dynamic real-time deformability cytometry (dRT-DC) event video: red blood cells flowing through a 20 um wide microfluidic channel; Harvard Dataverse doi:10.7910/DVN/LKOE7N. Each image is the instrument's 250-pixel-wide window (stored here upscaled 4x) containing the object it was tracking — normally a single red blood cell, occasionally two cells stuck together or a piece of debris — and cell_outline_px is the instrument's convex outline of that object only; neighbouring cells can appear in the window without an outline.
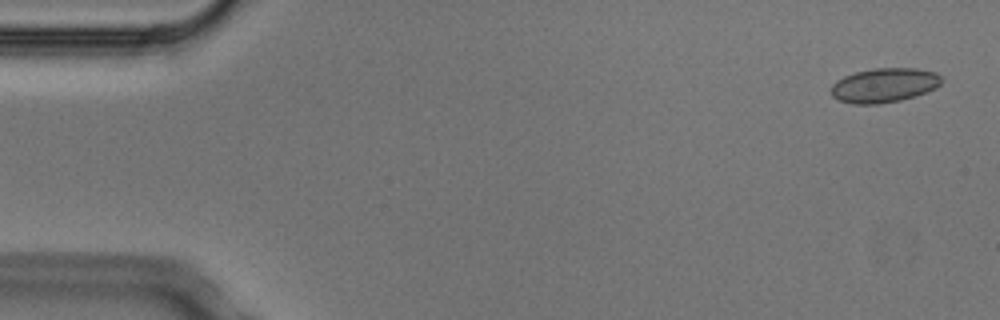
{"species": "Egyptian fruit bat (a non-hibernating species)", "species_latin": "Rousettus aegyptiacus", "temperature_condition": "cold", "stored_images_in_passage": 4, "camera_frame_rate_fps": 3000, "um_per_image_px": 0.085, "animal": {"sex": "male"}, "frame": {"image": 1, "passage_image": 1, "time_ms": 0.0, "image_size_px": [1000, 320], "cell_outline_px": [[944, 80], [936, 88], [916, 96], [900, 100], [876, 104], [852, 104], [840, 100], [832, 96], [832, 84], [836, 80], [844, 76], [856, 72], [872, 68], [916, 68], [936, 72]], "centroid_in_image_um": [75.18, 7.24], "position_along_channel_um": 9.8, "area_um2": 22.2}}